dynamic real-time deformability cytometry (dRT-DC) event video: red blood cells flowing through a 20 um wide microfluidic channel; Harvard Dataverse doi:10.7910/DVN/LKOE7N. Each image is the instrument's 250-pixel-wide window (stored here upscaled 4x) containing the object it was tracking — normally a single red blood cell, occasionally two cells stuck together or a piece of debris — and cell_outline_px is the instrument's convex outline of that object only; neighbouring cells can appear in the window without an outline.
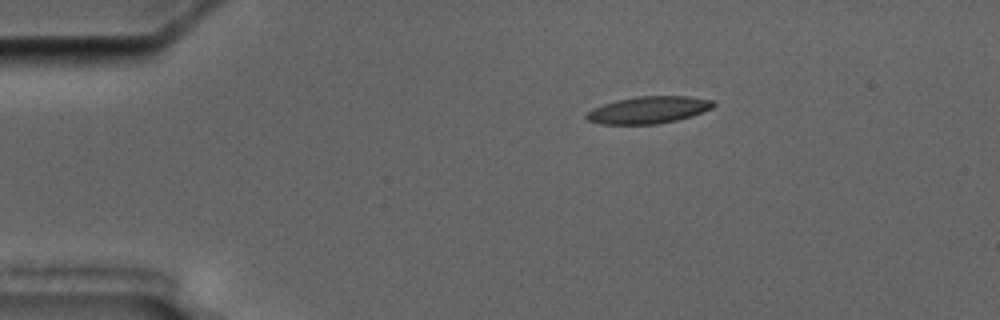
{"species": "common noctule bat (a hibernating species)", "species_latin": "Nyctalus noctula", "temperature_condition": "cold", "stored_images_in_passage": 5, "camera_frame_rate_fps": 3000, "um_per_image_px": 0.085, "animal": {"sex": "male", "body_mass_g": 17.5, "forearm_length_mm": 52.3}, "frame": {"image": 1, "passage_image": 1, "time_ms": 0.0, "image_size_px": [1000, 320], "cell_outline_px": [[716, 104], [712, 108], [692, 116], [676, 120], [656, 124], [600, 124], [588, 120], [584, 116], [592, 108], [616, 100], [636, 96], [688, 96], [712, 100]], "centroid_in_image_um": [55.12, 9.34], "position_along_channel_um": 29.9, "area_um2": 20.0}}